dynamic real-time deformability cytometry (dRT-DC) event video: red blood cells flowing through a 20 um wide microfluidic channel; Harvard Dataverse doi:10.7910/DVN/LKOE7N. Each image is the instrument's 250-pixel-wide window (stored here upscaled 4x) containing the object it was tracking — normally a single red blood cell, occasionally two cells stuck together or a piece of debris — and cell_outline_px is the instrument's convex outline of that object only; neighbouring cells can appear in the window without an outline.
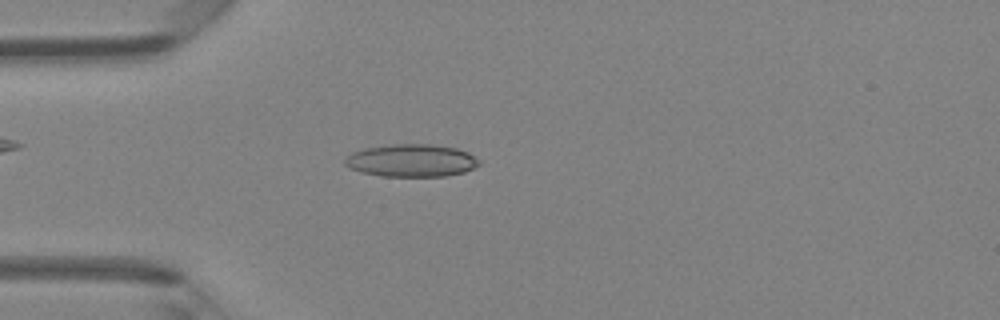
{"species": "Egyptian fruit bat (a non-hibernating species)", "species_latin": "Rousettus aegyptiacus", "temperature_condition": "room temperature", "stored_images_in_passage": 47, "camera_frame_rate_fps": 3000, "um_per_image_px": 0.085, "animal": {"sex": "female"}, "frame": {"image": 1, "passage_image": 13, "time_ms": 4.0, "image_size_px": [1000, 320], "cell_outline_px": [[480, 164], [464, 172], [448, 176], [380, 176], [348, 168], [344, 164], [344, 160], [352, 152], [364, 148], [392, 144], [428, 144], [456, 148], [468, 152], [480, 160]], "centroid_in_image_um": [34.97, 13.64], "position_along_channel_um": 50.0, "area_um2": 25.49}}
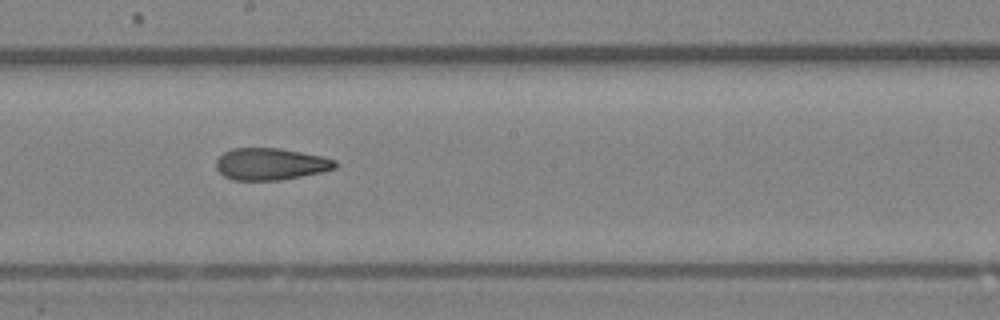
{"frame": {"image": 2, "passage_image": 26, "time_ms": 8.333, "image_size_px": [1000, 320], "cell_outline_px": [[336, 168], [320, 172], [280, 180], [232, 180], [224, 176], [216, 168], [216, 160], [224, 152], [232, 148], [280, 148], [320, 156], [336, 160]], "centroid_in_image_um": [22.96, 13.94], "position_along_channel_um": 225.2, "area_um2": 21.96}}
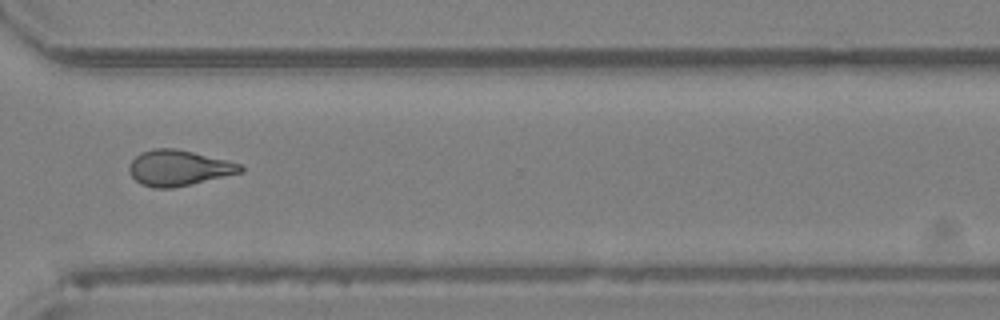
{"frame": {"image": 3, "passage_image": 35, "time_ms": 11.333, "image_size_px": [1000, 320], "cell_outline_px": [[244, 172], [192, 184], [172, 188], [152, 188], [140, 184], [128, 172], [128, 168], [132, 160], [140, 152], [152, 148], [176, 148], [240, 164], [244, 168]], "centroid_in_image_um": [15.15, 14.28], "position_along_channel_um": 355.4, "area_um2": 23.12}, "authors_computed_cell_mechanics": {"area_um2": 23.12, "velocity_mm_per_s": 4.3188, "shape_relaxation_time_tau1_ms": null, "shape_relaxation_time_tau2_ms": 2.9739, "deformation_change_tau1": null, "deformation_change_tau2": 0.1171}}